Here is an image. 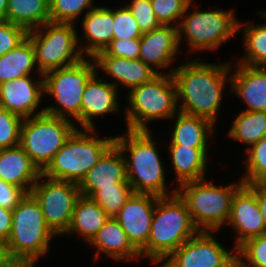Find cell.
Here are the masks:
<instances>
[{
  "label": "cell",
  "instance_id": "6da1fadb",
  "mask_svg": "<svg viewBox=\"0 0 266 267\" xmlns=\"http://www.w3.org/2000/svg\"><path fill=\"white\" fill-rule=\"evenodd\" d=\"M229 63H208L195 58L175 67L172 75L177 87L179 111L206 118L217 125L223 97L229 93L224 92L225 88L230 90Z\"/></svg>",
  "mask_w": 266,
  "mask_h": 267
},
{
  "label": "cell",
  "instance_id": "7a4b0ae2",
  "mask_svg": "<svg viewBox=\"0 0 266 267\" xmlns=\"http://www.w3.org/2000/svg\"><path fill=\"white\" fill-rule=\"evenodd\" d=\"M152 135L151 130H126L125 134L114 136L125 158L127 180L134 193L174 195L177 187L171 191L167 188L165 161L162 162L159 145Z\"/></svg>",
  "mask_w": 266,
  "mask_h": 267
},
{
  "label": "cell",
  "instance_id": "3957f363",
  "mask_svg": "<svg viewBox=\"0 0 266 267\" xmlns=\"http://www.w3.org/2000/svg\"><path fill=\"white\" fill-rule=\"evenodd\" d=\"M198 231L185 202L177 193L159 197L154 207L147 245L140 251L141 259L147 258L153 265H158Z\"/></svg>",
  "mask_w": 266,
  "mask_h": 267
},
{
  "label": "cell",
  "instance_id": "277c9868",
  "mask_svg": "<svg viewBox=\"0 0 266 267\" xmlns=\"http://www.w3.org/2000/svg\"><path fill=\"white\" fill-rule=\"evenodd\" d=\"M243 184L240 177L237 182L232 181L225 186H218L204 178L179 185L176 193L185 202L199 231L218 233L228 223L233 196Z\"/></svg>",
  "mask_w": 266,
  "mask_h": 267
},
{
  "label": "cell",
  "instance_id": "5b68a950",
  "mask_svg": "<svg viewBox=\"0 0 266 267\" xmlns=\"http://www.w3.org/2000/svg\"><path fill=\"white\" fill-rule=\"evenodd\" d=\"M124 109L127 130H151V121L169 120L178 111L177 87L172 74H158L126 94Z\"/></svg>",
  "mask_w": 266,
  "mask_h": 267
},
{
  "label": "cell",
  "instance_id": "8992f818",
  "mask_svg": "<svg viewBox=\"0 0 266 267\" xmlns=\"http://www.w3.org/2000/svg\"><path fill=\"white\" fill-rule=\"evenodd\" d=\"M99 134L96 129L76 128L42 174L79 184L115 143L114 136L102 138Z\"/></svg>",
  "mask_w": 266,
  "mask_h": 267
},
{
  "label": "cell",
  "instance_id": "52a82bcc",
  "mask_svg": "<svg viewBox=\"0 0 266 267\" xmlns=\"http://www.w3.org/2000/svg\"><path fill=\"white\" fill-rule=\"evenodd\" d=\"M96 71L93 58L85 57L76 64L44 73V94L51 95L54 102L56 101V106H45V113L74 120V123H78L76 127L80 128L83 92L86 83Z\"/></svg>",
  "mask_w": 266,
  "mask_h": 267
},
{
  "label": "cell",
  "instance_id": "ba28073f",
  "mask_svg": "<svg viewBox=\"0 0 266 267\" xmlns=\"http://www.w3.org/2000/svg\"><path fill=\"white\" fill-rule=\"evenodd\" d=\"M192 3L193 0L189 3L178 26L179 45L181 47L183 40L188 42L186 44L189 53L198 51L202 54L203 51L219 50V47L221 48L240 31L239 19L232 9L222 10L215 7L203 11L199 8L197 10L196 7V10L191 12Z\"/></svg>",
  "mask_w": 266,
  "mask_h": 267
},
{
  "label": "cell",
  "instance_id": "9c48e42d",
  "mask_svg": "<svg viewBox=\"0 0 266 267\" xmlns=\"http://www.w3.org/2000/svg\"><path fill=\"white\" fill-rule=\"evenodd\" d=\"M55 238L46 225L38 201L31 193H26L12 210V228L7 240L11 257L39 262V258L47 255Z\"/></svg>",
  "mask_w": 266,
  "mask_h": 267
},
{
  "label": "cell",
  "instance_id": "30bf717a",
  "mask_svg": "<svg viewBox=\"0 0 266 267\" xmlns=\"http://www.w3.org/2000/svg\"><path fill=\"white\" fill-rule=\"evenodd\" d=\"M76 128L74 121L45 112L24 118L19 146L43 172Z\"/></svg>",
  "mask_w": 266,
  "mask_h": 267
},
{
  "label": "cell",
  "instance_id": "8fae6325",
  "mask_svg": "<svg viewBox=\"0 0 266 267\" xmlns=\"http://www.w3.org/2000/svg\"><path fill=\"white\" fill-rule=\"evenodd\" d=\"M77 30L74 23L48 22L28 31L37 68L42 74L76 64L85 58L79 48Z\"/></svg>",
  "mask_w": 266,
  "mask_h": 267
},
{
  "label": "cell",
  "instance_id": "7c38bea8",
  "mask_svg": "<svg viewBox=\"0 0 266 267\" xmlns=\"http://www.w3.org/2000/svg\"><path fill=\"white\" fill-rule=\"evenodd\" d=\"M30 193L38 201L46 225L56 236H64L70 227L76 201L81 196L78 183L41 174Z\"/></svg>",
  "mask_w": 266,
  "mask_h": 267
},
{
  "label": "cell",
  "instance_id": "4fadbf2b",
  "mask_svg": "<svg viewBox=\"0 0 266 267\" xmlns=\"http://www.w3.org/2000/svg\"><path fill=\"white\" fill-rule=\"evenodd\" d=\"M214 231H198L165 261L167 267H237V250L228 249Z\"/></svg>",
  "mask_w": 266,
  "mask_h": 267
},
{
  "label": "cell",
  "instance_id": "5bb4252c",
  "mask_svg": "<svg viewBox=\"0 0 266 267\" xmlns=\"http://www.w3.org/2000/svg\"><path fill=\"white\" fill-rule=\"evenodd\" d=\"M226 225L235 233L233 247L237 250L248 239L266 234V225L256 200V193L243 184L232 199L231 214Z\"/></svg>",
  "mask_w": 266,
  "mask_h": 267
},
{
  "label": "cell",
  "instance_id": "9a60e30c",
  "mask_svg": "<svg viewBox=\"0 0 266 267\" xmlns=\"http://www.w3.org/2000/svg\"><path fill=\"white\" fill-rule=\"evenodd\" d=\"M140 43L138 59L149 65L158 74L173 73L175 68L171 65H174L177 54L181 52L178 27L160 25L150 32L143 33ZM169 67H173V69L170 68L171 70L165 72L164 69L168 70Z\"/></svg>",
  "mask_w": 266,
  "mask_h": 267
},
{
  "label": "cell",
  "instance_id": "2e32d148",
  "mask_svg": "<svg viewBox=\"0 0 266 267\" xmlns=\"http://www.w3.org/2000/svg\"><path fill=\"white\" fill-rule=\"evenodd\" d=\"M27 75L0 85V107L24 118L45 112L40 103L44 97V79ZM38 108V109H37ZM36 112V113H35Z\"/></svg>",
  "mask_w": 266,
  "mask_h": 267
},
{
  "label": "cell",
  "instance_id": "e0dca14e",
  "mask_svg": "<svg viewBox=\"0 0 266 267\" xmlns=\"http://www.w3.org/2000/svg\"><path fill=\"white\" fill-rule=\"evenodd\" d=\"M158 198L153 194L133 193L115 216L131 244L139 252L147 245Z\"/></svg>",
  "mask_w": 266,
  "mask_h": 267
},
{
  "label": "cell",
  "instance_id": "ac0fdd59",
  "mask_svg": "<svg viewBox=\"0 0 266 267\" xmlns=\"http://www.w3.org/2000/svg\"><path fill=\"white\" fill-rule=\"evenodd\" d=\"M96 72L86 83L81 102V128L97 129L94 118L120 113L119 88ZM99 77V78H98Z\"/></svg>",
  "mask_w": 266,
  "mask_h": 267
},
{
  "label": "cell",
  "instance_id": "d6986e66",
  "mask_svg": "<svg viewBox=\"0 0 266 267\" xmlns=\"http://www.w3.org/2000/svg\"><path fill=\"white\" fill-rule=\"evenodd\" d=\"M230 93L242 100L243 111L266 112V67L231 63Z\"/></svg>",
  "mask_w": 266,
  "mask_h": 267
},
{
  "label": "cell",
  "instance_id": "ffe728a7",
  "mask_svg": "<svg viewBox=\"0 0 266 267\" xmlns=\"http://www.w3.org/2000/svg\"><path fill=\"white\" fill-rule=\"evenodd\" d=\"M129 184L126 162L120 148L114 143L78 184L82 196L91 197L98 189Z\"/></svg>",
  "mask_w": 266,
  "mask_h": 267
},
{
  "label": "cell",
  "instance_id": "44dd1931",
  "mask_svg": "<svg viewBox=\"0 0 266 267\" xmlns=\"http://www.w3.org/2000/svg\"><path fill=\"white\" fill-rule=\"evenodd\" d=\"M93 60L96 65V72H104L106 77L115 87L124 86L131 90L143 83L151 81L158 73L140 59H127L111 55H95ZM99 70V71H98Z\"/></svg>",
  "mask_w": 266,
  "mask_h": 267
},
{
  "label": "cell",
  "instance_id": "7402d4cb",
  "mask_svg": "<svg viewBox=\"0 0 266 267\" xmlns=\"http://www.w3.org/2000/svg\"><path fill=\"white\" fill-rule=\"evenodd\" d=\"M82 20L83 37L78 35L79 48L85 57L93 58L113 40V8L96 6L85 13Z\"/></svg>",
  "mask_w": 266,
  "mask_h": 267
},
{
  "label": "cell",
  "instance_id": "603a6c76",
  "mask_svg": "<svg viewBox=\"0 0 266 267\" xmlns=\"http://www.w3.org/2000/svg\"><path fill=\"white\" fill-rule=\"evenodd\" d=\"M89 245L96 248L95 261L101 257L102 253L117 262L141 259L140 252L131 244L126 232L115 217L107 219Z\"/></svg>",
  "mask_w": 266,
  "mask_h": 267
},
{
  "label": "cell",
  "instance_id": "cb8c5ba5",
  "mask_svg": "<svg viewBox=\"0 0 266 267\" xmlns=\"http://www.w3.org/2000/svg\"><path fill=\"white\" fill-rule=\"evenodd\" d=\"M42 172L20 147L0 149V179L30 193Z\"/></svg>",
  "mask_w": 266,
  "mask_h": 267
},
{
  "label": "cell",
  "instance_id": "d4e9b609",
  "mask_svg": "<svg viewBox=\"0 0 266 267\" xmlns=\"http://www.w3.org/2000/svg\"><path fill=\"white\" fill-rule=\"evenodd\" d=\"M172 170L175 172L176 187L207 178L208 148H190L189 146L167 145Z\"/></svg>",
  "mask_w": 266,
  "mask_h": 267
},
{
  "label": "cell",
  "instance_id": "484cf974",
  "mask_svg": "<svg viewBox=\"0 0 266 267\" xmlns=\"http://www.w3.org/2000/svg\"><path fill=\"white\" fill-rule=\"evenodd\" d=\"M170 120L173 126L168 145L189 146L190 148H208V139L214 136L216 125L206 118L188 115L178 111Z\"/></svg>",
  "mask_w": 266,
  "mask_h": 267
},
{
  "label": "cell",
  "instance_id": "4316f807",
  "mask_svg": "<svg viewBox=\"0 0 266 267\" xmlns=\"http://www.w3.org/2000/svg\"><path fill=\"white\" fill-rule=\"evenodd\" d=\"M109 216L91 198L80 196L75 204L72 221L65 233L70 237L72 234L82 237L89 244L98 231L104 226Z\"/></svg>",
  "mask_w": 266,
  "mask_h": 267
},
{
  "label": "cell",
  "instance_id": "83f0119b",
  "mask_svg": "<svg viewBox=\"0 0 266 267\" xmlns=\"http://www.w3.org/2000/svg\"><path fill=\"white\" fill-rule=\"evenodd\" d=\"M35 69L36 73L39 74L38 77L43 76L37 68L31 39L27 37L13 50L0 56V85L17 78L32 75Z\"/></svg>",
  "mask_w": 266,
  "mask_h": 267
},
{
  "label": "cell",
  "instance_id": "f1b7e54d",
  "mask_svg": "<svg viewBox=\"0 0 266 267\" xmlns=\"http://www.w3.org/2000/svg\"><path fill=\"white\" fill-rule=\"evenodd\" d=\"M6 21L27 31L50 22V0H8Z\"/></svg>",
  "mask_w": 266,
  "mask_h": 267
},
{
  "label": "cell",
  "instance_id": "f546056e",
  "mask_svg": "<svg viewBox=\"0 0 266 267\" xmlns=\"http://www.w3.org/2000/svg\"><path fill=\"white\" fill-rule=\"evenodd\" d=\"M259 16L266 20V10L260 11ZM244 25V26H243ZM243 28L242 38L245 50L236 63L248 66L266 67V21L262 24L242 23L239 21L238 29Z\"/></svg>",
  "mask_w": 266,
  "mask_h": 267
},
{
  "label": "cell",
  "instance_id": "4dcf8cb0",
  "mask_svg": "<svg viewBox=\"0 0 266 267\" xmlns=\"http://www.w3.org/2000/svg\"><path fill=\"white\" fill-rule=\"evenodd\" d=\"M229 128L227 132L229 139L245 144V151L266 136V112L241 111Z\"/></svg>",
  "mask_w": 266,
  "mask_h": 267
},
{
  "label": "cell",
  "instance_id": "1f68e13d",
  "mask_svg": "<svg viewBox=\"0 0 266 267\" xmlns=\"http://www.w3.org/2000/svg\"><path fill=\"white\" fill-rule=\"evenodd\" d=\"M133 193L130 184H114V187L98 189L90 198L109 217H115Z\"/></svg>",
  "mask_w": 266,
  "mask_h": 267
},
{
  "label": "cell",
  "instance_id": "d6a6232c",
  "mask_svg": "<svg viewBox=\"0 0 266 267\" xmlns=\"http://www.w3.org/2000/svg\"><path fill=\"white\" fill-rule=\"evenodd\" d=\"M95 0H50V22L74 23L96 6Z\"/></svg>",
  "mask_w": 266,
  "mask_h": 267
},
{
  "label": "cell",
  "instance_id": "836d02e7",
  "mask_svg": "<svg viewBox=\"0 0 266 267\" xmlns=\"http://www.w3.org/2000/svg\"><path fill=\"white\" fill-rule=\"evenodd\" d=\"M244 152L245 174H242L241 180L246 185L257 183L266 174V136Z\"/></svg>",
  "mask_w": 266,
  "mask_h": 267
},
{
  "label": "cell",
  "instance_id": "e575fe53",
  "mask_svg": "<svg viewBox=\"0 0 266 267\" xmlns=\"http://www.w3.org/2000/svg\"><path fill=\"white\" fill-rule=\"evenodd\" d=\"M237 267H266V234L248 239L237 249Z\"/></svg>",
  "mask_w": 266,
  "mask_h": 267
},
{
  "label": "cell",
  "instance_id": "d590c367",
  "mask_svg": "<svg viewBox=\"0 0 266 267\" xmlns=\"http://www.w3.org/2000/svg\"><path fill=\"white\" fill-rule=\"evenodd\" d=\"M191 1L192 0H150V4L160 25L178 27Z\"/></svg>",
  "mask_w": 266,
  "mask_h": 267
},
{
  "label": "cell",
  "instance_id": "8d00e7d4",
  "mask_svg": "<svg viewBox=\"0 0 266 267\" xmlns=\"http://www.w3.org/2000/svg\"><path fill=\"white\" fill-rule=\"evenodd\" d=\"M22 122L21 116L0 107V149L19 146Z\"/></svg>",
  "mask_w": 266,
  "mask_h": 267
},
{
  "label": "cell",
  "instance_id": "74e56055",
  "mask_svg": "<svg viewBox=\"0 0 266 267\" xmlns=\"http://www.w3.org/2000/svg\"><path fill=\"white\" fill-rule=\"evenodd\" d=\"M142 33L131 11L124 6L113 8V39L141 38Z\"/></svg>",
  "mask_w": 266,
  "mask_h": 267
},
{
  "label": "cell",
  "instance_id": "f35d334b",
  "mask_svg": "<svg viewBox=\"0 0 266 267\" xmlns=\"http://www.w3.org/2000/svg\"><path fill=\"white\" fill-rule=\"evenodd\" d=\"M125 5L131 11L142 34L160 26L152 10L150 0H130Z\"/></svg>",
  "mask_w": 266,
  "mask_h": 267
},
{
  "label": "cell",
  "instance_id": "ab89813d",
  "mask_svg": "<svg viewBox=\"0 0 266 267\" xmlns=\"http://www.w3.org/2000/svg\"><path fill=\"white\" fill-rule=\"evenodd\" d=\"M28 37V31L8 21H0V56L13 50Z\"/></svg>",
  "mask_w": 266,
  "mask_h": 267
},
{
  "label": "cell",
  "instance_id": "60d3db41",
  "mask_svg": "<svg viewBox=\"0 0 266 267\" xmlns=\"http://www.w3.org/2000/svg\"><path fill=\"white\" fill-rule=\"evenodd\" d=\"M140 38L113 39L103 51L96 55H111L127 59H138L140 53Z\"/></svg>",
  "mask_w": 266,
  "mask_h": 267
},
{
  "label": "cell",
  "instance_id": "b9f144b4",
  "mask_svg": "<svg viewBox=\"0 0 266 267\" xmlns=\"http://www.w3.org/2000/svg\"><path fill=\"white\" fill-rule=\"evenodd\" d=\"M26 192L0 179V206L13 210Z\"/></svg>",
  "mask_w": 266,
  "mask_h": 267
},
{
  "label": "cell",
  "instance_id": "7bdbcfd3",
  "mask_svg": "<svg viewBox=\"0 0 266 267\" xmlns=\"http://www.w3.org/2000/svg\"><path fill=\"white\" fill-rule=\"evenodd\" d=\"M12 228V210L0 206V239L8 240Z\"/></svg>",
  "mask_w": 266,
  "mask_h": 267
},
{
  "label": "cell",
  "instance_id": "ee69618b",
  "mask_svg": "<svg viewBox=\"0 0 266 267\" xmlns=\"http://www.w3.org/2000/svg\"><path fill=\"white\" fill-rule=\"evenodd\" d=\"M248 186L256 193V200L266 225V190L261 188L257 183H251Z\"/></svg>",
  "mask_w": 266,
  "mask_h": 267
},
{
  "label": "cell",
  "instance_id": "f6af8a7d",
  "mask_svg": "<svg viewBox=\"0 0 266 267\" xmlns=\"http://www.w3.org/2000/svg\"><path fill=\"white\" fill-rule=\"evenodd\" d=\"M37 261L27 258H11L3 267H36Z\"/></svg>",
  "mask_w": 266,
  "mask_h": 267
},
{
  "label": "cell",
  "instance_id": "bcb514c9",
  "mask_svg": "<svg viewBox=\"0 0 266 267\" xmlns=\"http://www.w3.org/2000/svg\"><path fill=\"white\" fill-rule=\"evenodd\" d=\"M11 258L7 241L0 239V267H3Z\"/></svg>",
  "mask_w": 266,
  "mask_h": 267
},
{
  "label": "cell",
  "instance_id": "7dc6e473",
  "mask_svg": "<svg viewBox=\"0 0 266 267\" xmlns=\"http://www.w3.org/2000/svg\"><path fill=\"white\" fill-rule=\"evenodd\" d=\"M8 0H0V21L6 20Z\"/></svg>",
  "mask_w": 266,
  "mask_h": 267
},
{
  "label": "cell",
  "instance_id": "c3c4849f",
  "mask_svg": "<svg viewBox=\"0 0 266 267\" xmlns=\"http://www.w3.org/2000/svg\"><path fill=\"white\" fill-rule=\"evenodd\" d=\"M257 184L266 190V174L257 182Z\"/></svg>",
  "mask_w": 266,
  "mask_h": 267
},
{
  "label": "cell",
  "instance_id": "681fc988",
  "mask_svg": "<svg viewBox=\"0 0 266 267\" xmlns=\"http://www.w3.org/2000/svg\"><path fill=\"white\" fill-rule=\"evenodd\" d=\"M157 267H167L166 264L164 262H160V265H158Z\"/></svg>",
  "mask_w": 266,
  "mask_h": 267
}]
</instances>
